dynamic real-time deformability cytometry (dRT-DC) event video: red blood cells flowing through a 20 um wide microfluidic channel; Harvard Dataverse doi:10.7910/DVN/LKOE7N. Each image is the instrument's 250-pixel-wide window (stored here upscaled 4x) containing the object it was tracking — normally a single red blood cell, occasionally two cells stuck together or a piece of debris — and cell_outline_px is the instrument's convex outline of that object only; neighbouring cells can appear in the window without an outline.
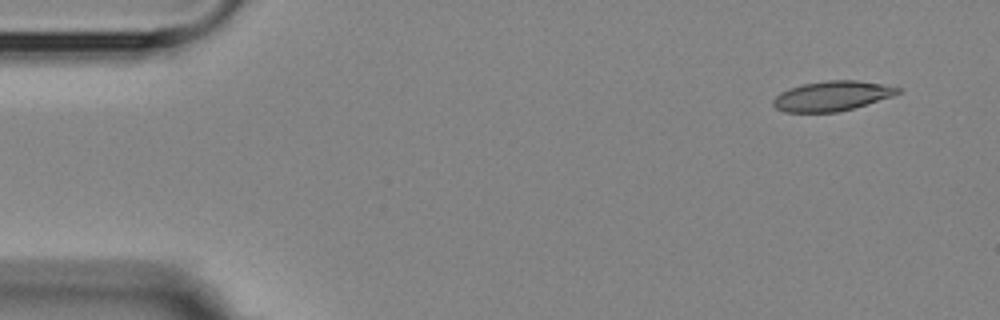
{"species": "Egyptian fruit bat (a non-hibernating species)", "species_latin": "Rousettus aegyptiacus", "temperature_condition": "room temperature", "stored_images_in_passage": 5, "segment_of_instrument_passage": [1, 2], "camera_frame_rate_fps": 3000, "um_per_image_px": 0.085, "animal": {"sex": "female"}, "frame": {"image": 1, "passage_image": 1, "time_ms": 0.0, "image_size_px": [1000, 320], "cell_outline_px": [[900, 92], [892, 96], [852, 108], [836, 112], [784, 112], [776, 108], [772, 104], [772, 100], [780, 92], [788, 88], [804, 84], [828, 80], [856, 80], [880, 84], [900, 88]], "centroid_in_image_um": [70.66, 8.16], "position_along_channel_um": 14.3, "area_um2": 21.39}}
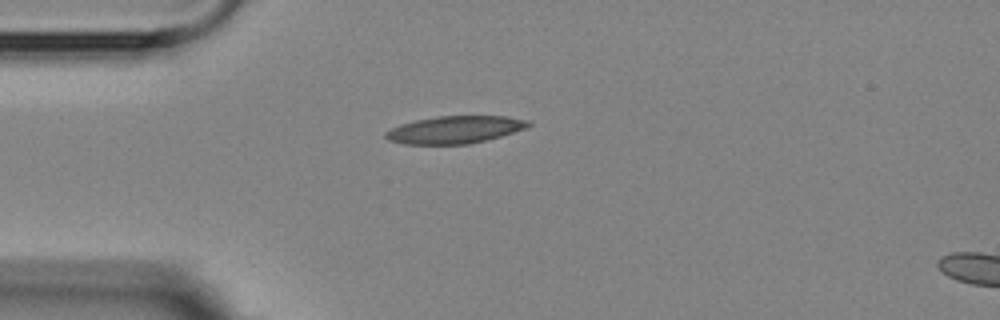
{"frame": {"image": 2, "passage_image": 4, "time_ms": 3.333, "image_size_px": [1000, 320], "cell_outline_px": [[532, 124], [528, 128], [500, 136], [468, 144], [404, 144], [388, 140], [384, 136], [384, 132], [400, 124], [416, 120], [436, 116], [508, 116], [528, 120]], "centroid_in_image_um": [38.66, 11.02], "position_along_channel_um": 46.3, "area_um2": 22.83}}